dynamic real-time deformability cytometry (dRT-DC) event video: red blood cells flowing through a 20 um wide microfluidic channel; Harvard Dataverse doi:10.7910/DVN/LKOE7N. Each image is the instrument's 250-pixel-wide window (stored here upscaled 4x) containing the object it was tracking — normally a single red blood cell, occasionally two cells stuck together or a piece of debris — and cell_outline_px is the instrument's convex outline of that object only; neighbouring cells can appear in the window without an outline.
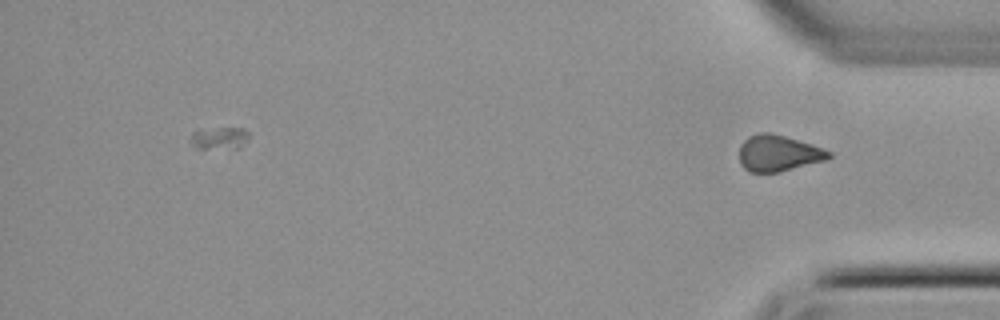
{"species": "common noctule bat (a hibernating species)", "species_latin": "Nyctalus noctula", "temperature_condition": "cold", "stored_images_in_passage": 47, "segment_of_instrument_passage": [2, 2], "camera_frame_rate_fps": 3000, "um_per_image_px": 0.085, "animal": {"sex": "female", "body_mass_g": 22.7, "forearm_length_mm": 54.2}, "frame": {"image": 1, "passage_image": 47, "time_ms": 15.333, "image_size_px": [1000, 320], "cell_outline_px": [[832, 156], [828, 160], [776, 172], [748, 172], [740, 164], [740, 144], [748, 136], [760, 132], [768, 132], [784, 136], [812, 144], [832, 152]], "centroid_in_image_um": [66.16, 13.02], "position_along_channel_um": 369.0, "area_um2": 18.9}}